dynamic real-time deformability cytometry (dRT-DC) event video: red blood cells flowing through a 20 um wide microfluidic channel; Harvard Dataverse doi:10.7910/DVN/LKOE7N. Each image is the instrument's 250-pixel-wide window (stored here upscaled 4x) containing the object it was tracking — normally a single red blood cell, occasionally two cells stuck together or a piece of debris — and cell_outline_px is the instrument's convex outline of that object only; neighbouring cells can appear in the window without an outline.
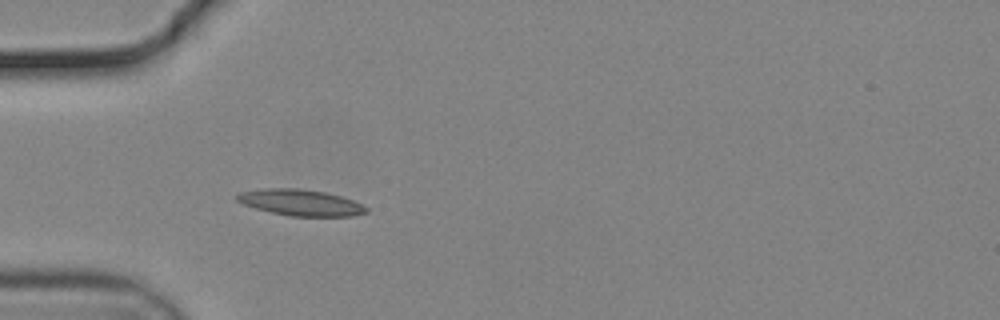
{"species": "common noctule bat (a hibernating species)", "species_latin": "Nyctalus noctula", "temperature_condition": "cold", "stored_images_in_passage": 21, "camera_frame_rate_fps": 3000, "um_per_image_px": 0.085, "animal": {"sex": "male", "body_mass_g": 19.2, "forearm_length_mm": 51.8}, "frame": {"image": 1, "passage_image": 5, "time_ms": 1.333, "image_size_px": [1000, 320], "cell_outline_px": [[368, 212], [352, 216], [288, 216], [256, 208], [244, 204], [236, 200], [236, 196], [240, 192], [264, 188], [296, 188], [324, 192], [340, 196], [352, 200], [368, 208]], "centroid_in_image_um": [25.54, 17.22], "position_along_channel_um": 59.5, "area_um2": 19.54}}
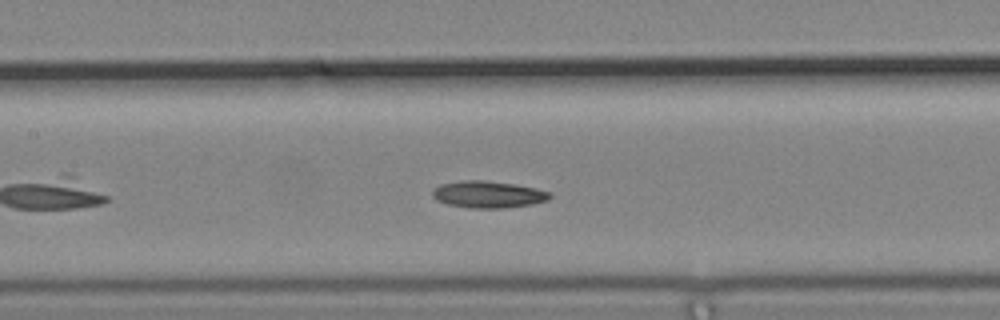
{"frame": {"image": 2, "passage_image": 14, "time_ms": 4.333, "image_size_px": [1000, 320], "cell_outline_px": [[552, 196], [548, 200], [532, 204], [504, 208], [472, 208], [448, 204], [436, 200], [432, 196], [432, 192], [440, 184], [460, 180], [484, 180], [512, 184], [536, 188], [552, 192]], "centroid_in_image_um": [41.51, 16.52], "position_along_channel_um": 165.9, "area_um2": 18.38}}
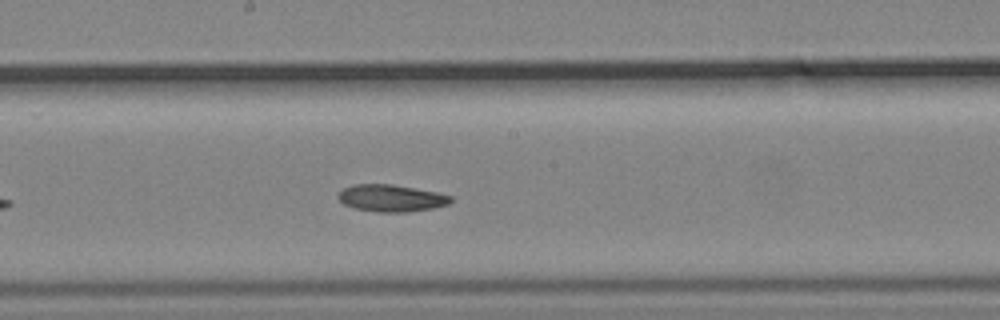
{"frame": {"image": 3, "passage_image": 18, "time_ms": 5.667, "image_size_px": [1000, 320], "cell_outline_px": [[452, 200], [448, 204], [432, 208], [408, 212], [376, 212], [352, 208], [344, 204], [336, 196], [344, 188], [352, 184], [392, 184], [436, 192], [452, 196]], "centroid_in_image_um": [33.22, 16.84], "position_along_channel_um": 215.0, "area_um2": 17.74}}